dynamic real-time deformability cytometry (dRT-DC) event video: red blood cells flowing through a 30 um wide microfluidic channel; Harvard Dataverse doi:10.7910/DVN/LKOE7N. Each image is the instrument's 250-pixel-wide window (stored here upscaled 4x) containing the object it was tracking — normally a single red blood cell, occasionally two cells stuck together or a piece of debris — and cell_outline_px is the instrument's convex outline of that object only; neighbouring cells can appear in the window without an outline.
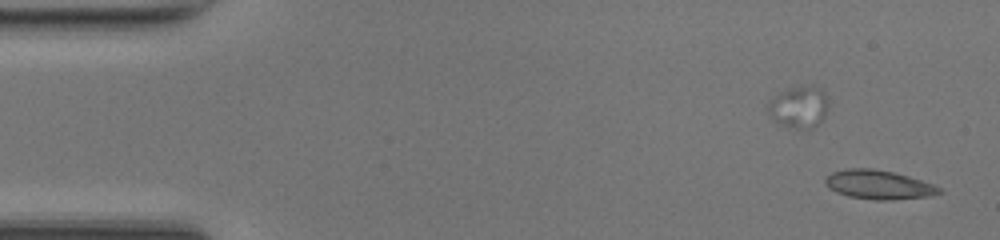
{"species": "common noctule bat (a hibernating species)", "species_latin": "Nyctalus noctula", "temperature_condition": "room temperature", "stored_images_in_passage": 44, "camera_frame_rate_fps": 3000, "um_per_image_px": 0.085, "animal": {"sex": "female", "body_mass_g": 17.0, "forearm_length_mm": 48.0}, "frame": {"image": 1, "passage_image": 1, "time_ms": 0.0, "image_size_px": [1000, 240], "cell_outline_px": [[944, 192], [932, 196], [888, 200], [876, 200], [848, 196], [836, 192], [828, 188], [824, 184], [824, 180], [832, 172], [844, 168], [872, 168], [896, 172], [932, 184], [940, 188]], "centroid_in_image_um": [74.67, 15.69], "position_along_channel_um": 10.3, "area_um2": 19.42}}
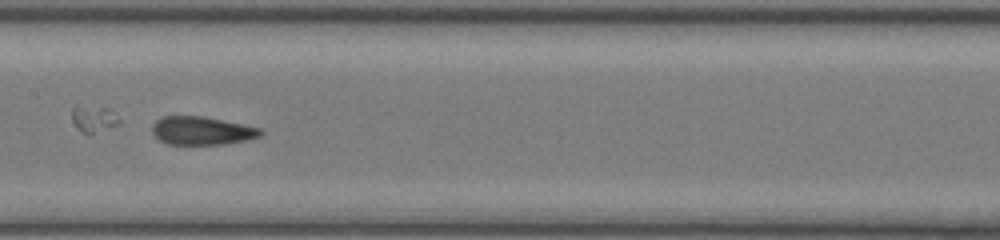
{"frame": {"image": 2, "passage_image": 23, "time_ms": 7.333, "image_size_px": [1000, 240], "cell_outline_px": [[264, 132], [260, 136], [248, 140], [224, 144], [168, 144], [160, 140], [152, 132], [152, 124], [160, 116], [204, 116], [260, 128]], "centroid_in_image_um": [17.15, 11.1], "position_along_channel_um": 190.3, "area_um2": 17.86}}
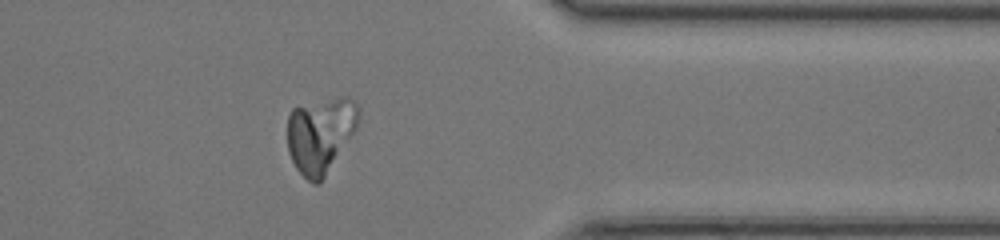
{"frame": {"image": 3, "passage_image": 38, "time_ms": 12.333, "image_size_px": [1000, 240], "cell_outline_px": [[360, 116], [356, 128], [320, 184], [312, 184], [296, 168], [288, 152], [288, 116], [292, 108], [340, 96], [348, 96], [356, 100], [360, 108]], "centroid_in_image_um": [27.26, 11.43], "position_along_channel_um": 384.1, "area_um2": 31.5}}